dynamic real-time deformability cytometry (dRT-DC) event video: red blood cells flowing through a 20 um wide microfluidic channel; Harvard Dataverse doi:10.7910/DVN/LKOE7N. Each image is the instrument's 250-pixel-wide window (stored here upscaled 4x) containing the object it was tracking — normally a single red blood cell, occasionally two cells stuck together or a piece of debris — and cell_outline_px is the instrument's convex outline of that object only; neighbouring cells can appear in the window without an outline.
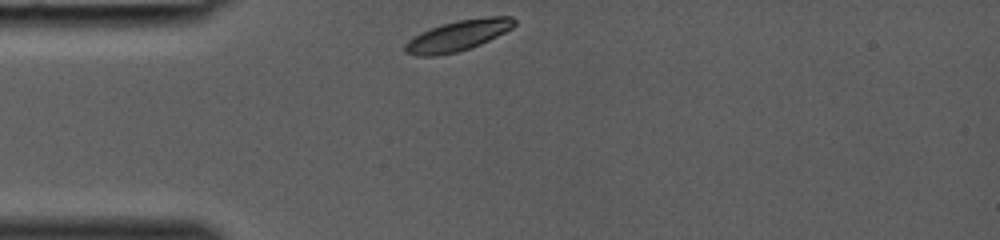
{"species": "common noctule bat (a hibernating species)", "species_latin": "Nyctalus noctula", "temperature_condition": "room temperature", "stored_images_in_passage": 25, "camera_frame_rate_fps": 3000, "um_per_image_px": 0.085, "animal": {"sex": "female", "body_mass_g": 19.0, "forearm_length_mm": 53.3}, "frame": {"image": 1, "passage_image": 1, "time_ms": 0.0, "image_size_px": [1000, 240], "cell_outline_px": [[516, 24], [512, 28], [480, 44], [456, 52], [436, 56], [416, 56], [404, 52], [404, 44], [408, 40], [420, 32], [456, 20], [488, 16], [512, 16], [516, 20]], "centroid_in_image_um": [38.91, 3.02], "position_along_channel_um": 46.1, "area_um2": 19.42}}
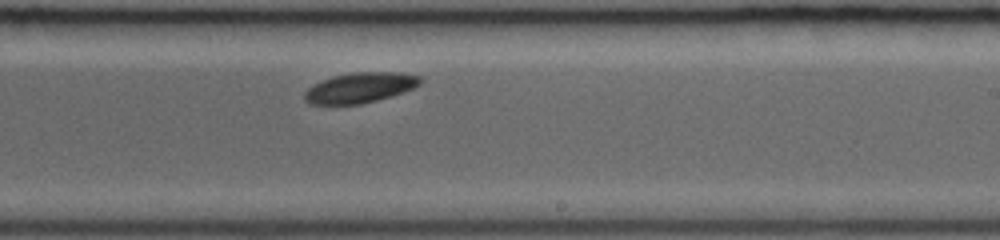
{"frame": {"image": 2, "passage_image": 15, "time_ms": 4.667, "image_size_px": [1000, 240], "cell_outline_px": [[424, 80], [420, 84], [404, 92], [392, 96], [360, 104], [308, 104], [304, 100], [304, 92], [312, 84], [320, 80], [332, 76], [352, 72], [400, 72], [420, 76]], "centroid_in_image_um": [30.58, 7.44], "position_along_channel_um": 258.4, "area_um2": 20.63}}
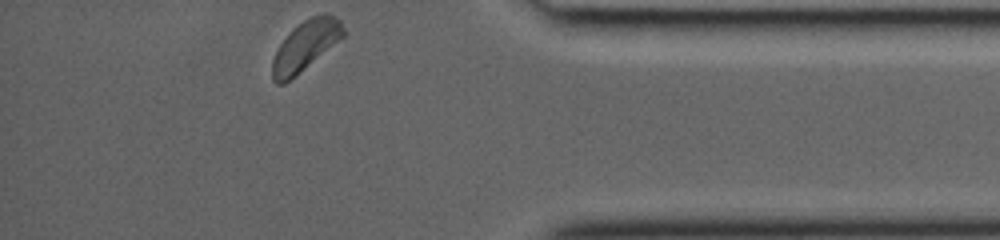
{"frame": {"image": 3, "passage_image": 25, "time_ms": 8.0, "image_size_px": [1000, 240], "cell_outline_px": [[344, 36], [284, 84], [276, 84], [272, 80], [272, 60], [280, 44], [292, 28], [304, 20], [312, 16], [324, 12], [340, 20], [344, 28]], "centroid_in_image_um": [25.94, 3.87], "position_along_channel_um": 409.3, "area_um2": 20.23}}